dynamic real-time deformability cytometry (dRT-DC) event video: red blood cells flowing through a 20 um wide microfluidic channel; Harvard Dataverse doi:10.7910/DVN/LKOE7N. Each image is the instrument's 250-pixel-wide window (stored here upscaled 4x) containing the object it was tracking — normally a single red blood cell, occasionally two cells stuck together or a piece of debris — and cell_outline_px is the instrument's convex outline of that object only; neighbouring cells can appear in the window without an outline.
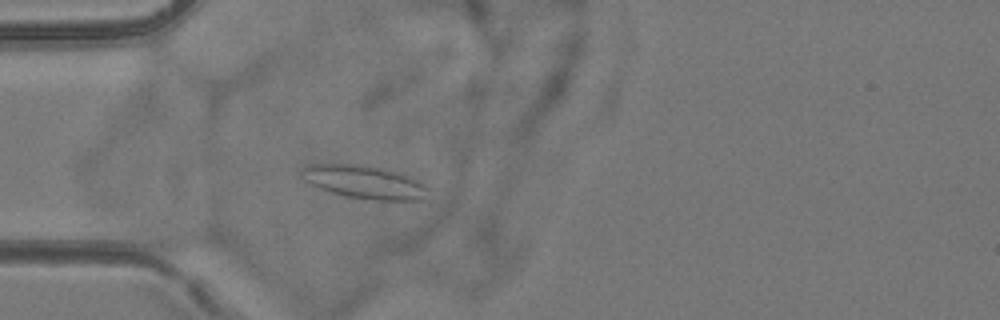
{"species": "common noctule bat (a hibernating species)", "species_latin": "Nyctalus noctula", "temperature_condition": "room temperature", "stored_images_in_passage": 5, "camera_frame_rate_fps": 3000, "um_per_image_px": 0.085, "animal": {"sex": "female", "body_mass_g": 24.6, "forearm_length_mm": 56.2}, "frame": {"image": 1, "passage_image": 5, "time_ms": 4.667, "image_size_px": [1000, 320], "cell_outline_px": [[428, 188], [420, 200], [376, 200], [344, 196], [320, 188], [304, 180], [304, 168], [312, 164], [360, 164], [404, 172], [424, 184]], "centroid_in_image_um": [31.02, 15.46], "position_along_channel_um": 54.0, "area_um2": 24.16}}